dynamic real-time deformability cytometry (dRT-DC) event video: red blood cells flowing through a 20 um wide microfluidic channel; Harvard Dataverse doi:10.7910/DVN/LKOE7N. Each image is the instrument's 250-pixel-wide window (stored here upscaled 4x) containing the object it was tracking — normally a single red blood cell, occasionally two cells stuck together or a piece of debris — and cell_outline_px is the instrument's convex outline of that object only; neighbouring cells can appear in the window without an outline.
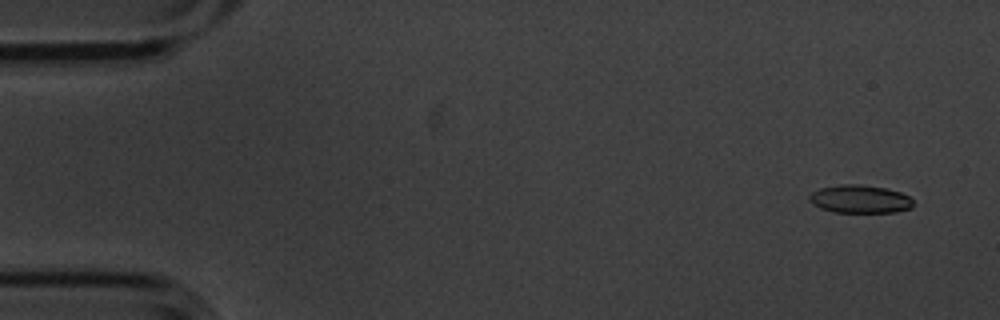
{"species": "common noctule bat (a hibernating species)", "species_latin": "Nyctalus noctula", "temperature_condition": "cold", "stored_images_in_passage": 6, "camera_frame_rate_fps": 3000, "um_per_image_px": 0.085, "animal": {"sex": "male", "body_mass_g": 20.1, "forearm_length_mm": 53.5}, "frame": {"image": 1, "passage_image": 1, "time_ms": 0.0, "image_size_px": [1000, 320], "cell_outline_px": [[916, 204], [912, 208], [896, 212], [832, 212], [820, 208], [812, 204], [808, 200], [808, 196], [812, 192], [820, 188], [840, 184], [860, 184], [884, 188], [900, 192], [908, 196]], "centroid_in_image_um": [73.08, 16.92], "position_along_channel_um": 11.9, "area_um2": 17.17}}
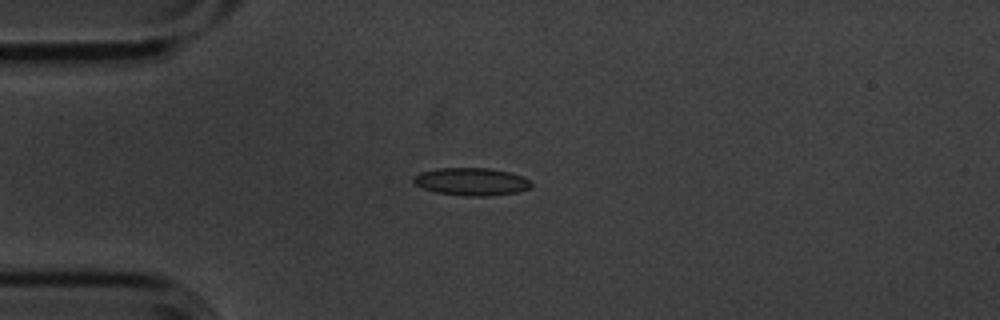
{"frame": {"image": 2, "passage_image": 4, "time_ms": 1.0, "image_size_px": [1000, 320], "cell_outline_px": [[532, 184], [528, 188], [516, 192], [488, 196], [464, 196], [436, 192], [424, 188], [416, 184], [412, 180], [412, 176], [420, 172], [436, 168], [488, 168], [508, 172], [524, 176]], "centroid_in_image_um": [40.04, 15.43], "position_along_channel_um": 45.0, "area_um2": 18.9}}
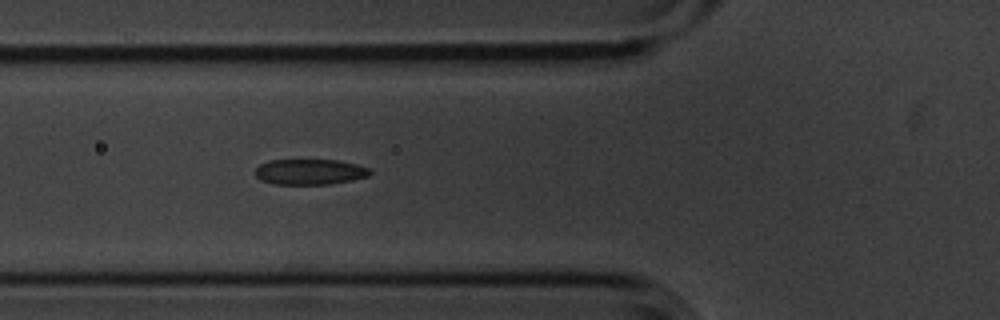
{"frame": {"image": 3, "passage_image": 6, "time_ms": 1.667, "image_size_px": [1000, 320], "cell_outline_px": [[372, 172], [368, 176], [352, 180], [328, 184], [272, 184], [260, 180], [256, 176], [256, 168], [260, 164], [268, 160], [336, 160], [356, 164], [368, 168]], "centroid_in_image_um": [26.31, 14.61], "position_along_channel_um": 99.5, "area_um2": 17.05}}